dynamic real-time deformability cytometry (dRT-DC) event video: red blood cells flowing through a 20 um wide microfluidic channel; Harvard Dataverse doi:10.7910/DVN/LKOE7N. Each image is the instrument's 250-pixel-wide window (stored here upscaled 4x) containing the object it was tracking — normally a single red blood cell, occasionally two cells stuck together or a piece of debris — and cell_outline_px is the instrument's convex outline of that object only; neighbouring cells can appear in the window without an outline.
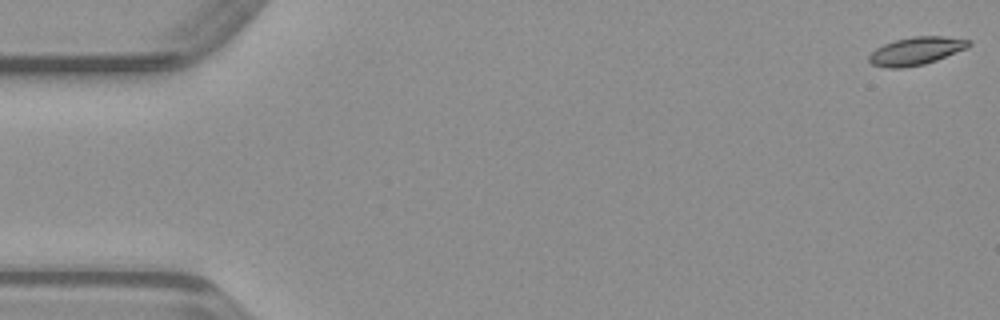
{"species": "common noctule bat (a hibernating species)", "species_latin": "Nyctalus noctula", "temperature_condition": "warm", "stored_images_in_passage": 50, "camera_frame_rate_fps": 3000, "um_per_image_px": 0.085, "animal": {"sex": "male", "body_mass_g": 23.1, "forearm_length_mm": 52.7}, "frame": {"image": 1, "passage_image": 1, "time_ms": 0.0, "image_size_px": [1000, 320], "cell_outline_px": [[972, 44], [968, 48], [936, 60], [924, 64], [900, 68], [888, 68], [872, 64], [868, 60], [868, 56], [876, 48], [884, 44], [896, 40], [912, 36], [944, 36], [972, 40]], "centroid_in_image_um": [77.9, 4.32], "position_along_channel_um": 7.1, "area_um2": 16.24}}
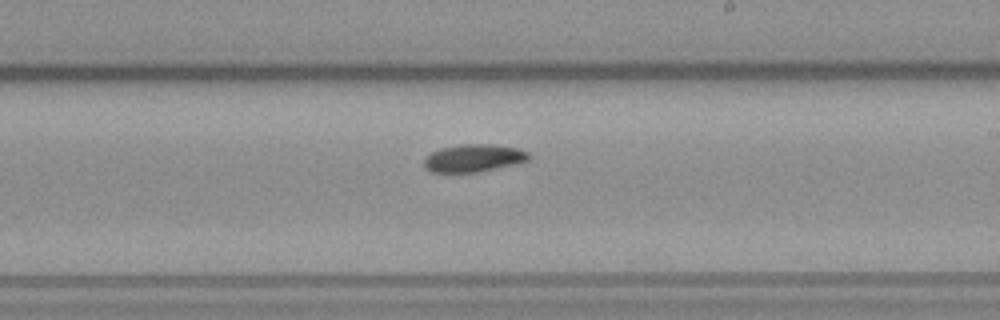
{"frame": {"image": 2, "passage_image": 29, "time_ms": 9.333, "image_size_px": [1000, 320], "cell_outline_px": [[532, 156], [528, 160], [516, 164], [480, 172], [428, 172], [424, 168], [424, 156], [440, 148], [460, 144], [488, 144], [516, 148], [528, 152]], "centroid_in_image_um": [40.23, 13.44], "position_along_channel_um": 248.8, "area_um2": 17.05}}
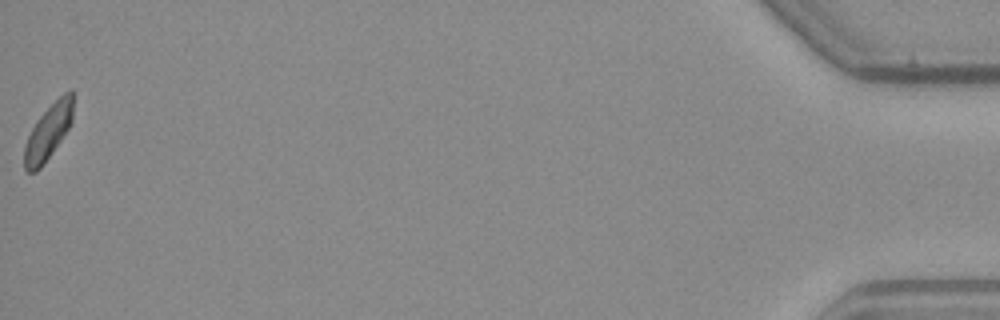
{"frame": {"image": 3, "passage_image": 50, "time_ms": 16.333, "image_size_px": [1000, 320], "cell_outline_px": [[76, 92], [72, 120], [68, 128], [52, 152], [40, 168], [36, 172], [28, 172], [24, 168], [24, 148], [28, 136], [36, 120], [64, 92], [72, 88]], "centroid_in_image_um": [4.14, 11.15], "position_along_channel_um": 431.1, "area_um2": 15.72}}